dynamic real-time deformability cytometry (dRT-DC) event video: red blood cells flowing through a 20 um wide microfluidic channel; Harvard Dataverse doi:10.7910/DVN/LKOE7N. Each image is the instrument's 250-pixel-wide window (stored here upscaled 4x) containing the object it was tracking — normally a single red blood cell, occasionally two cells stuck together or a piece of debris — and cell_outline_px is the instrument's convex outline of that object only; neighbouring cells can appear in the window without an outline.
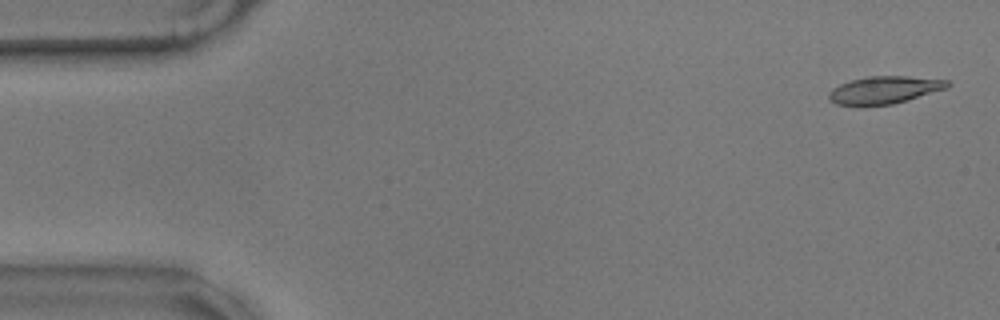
{"species": "common noctule bat (a hibernating species)", "species_latin": "Nyctalus noctula", "temperature_condition": "warm", "stored_images_in_passage": 9, "camera_frame_rate_fps": 3000, "um_per_image_px": 0.085, "animal": {"sex": "male", "body_mass_g": 17.9}, "frame": {"image": 1, "passage_image": 2, "time_ms": 0.333, "image_size_px": [1000, 320], "cell_outline_px": [[952, 84], [948, 88], [908, 100], [892, 104], [836, 104], [828, 96], [828, 92], [832, 88], [840, 84], [852, 80], [868, 76], [908, 76], [948, 80]], "centroid_in_image_um": [75.23, 7.62], "position_along_channel_um": 9.8, "area_um2": 18.73}}